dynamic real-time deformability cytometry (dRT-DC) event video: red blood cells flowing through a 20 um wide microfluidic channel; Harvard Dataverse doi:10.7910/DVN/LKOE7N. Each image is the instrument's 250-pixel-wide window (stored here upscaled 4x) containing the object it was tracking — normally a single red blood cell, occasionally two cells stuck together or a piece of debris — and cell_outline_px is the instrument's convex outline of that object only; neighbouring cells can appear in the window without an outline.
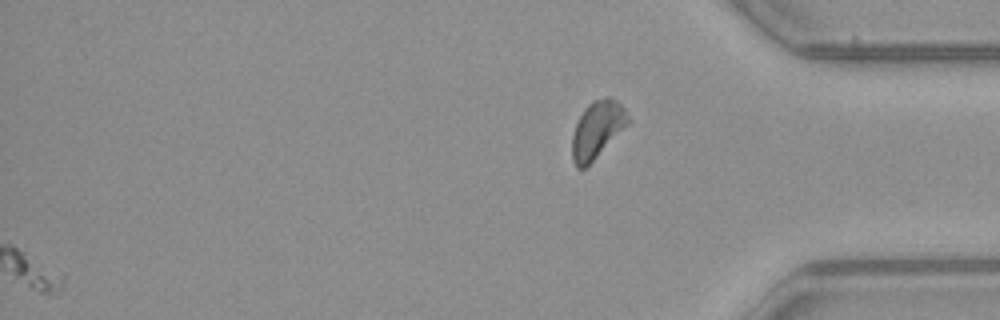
{"species": "common noctule bat (a hibernating species)", "species_latin": "Nyctalus noctula", "temperature_condition": "warm", "stored_images_in_passage": 44, "segment_of_instrument_passage": [2, 2], "camera_frame_rate_fps": 3000, "um_per_image_px": 0.085, "animal": {"sex": "female", "body_mass_g": 21.9}, "frame": {"image": 1, "passage_image": 44, "time_ms": 14.333, "image_size_px": [1000, 320], "cell_outline_px": [[632, 120], [584, 168], [576, 168], [572, 160], [572, 136], [576, 124], [584, 108], [592, 100], [608, 96], [612, 96], [624, 108]], "centroid_in_image_um": [50.76, 10.96], "position_along_channel_um": 384.4, "area_um2": 18.38}}